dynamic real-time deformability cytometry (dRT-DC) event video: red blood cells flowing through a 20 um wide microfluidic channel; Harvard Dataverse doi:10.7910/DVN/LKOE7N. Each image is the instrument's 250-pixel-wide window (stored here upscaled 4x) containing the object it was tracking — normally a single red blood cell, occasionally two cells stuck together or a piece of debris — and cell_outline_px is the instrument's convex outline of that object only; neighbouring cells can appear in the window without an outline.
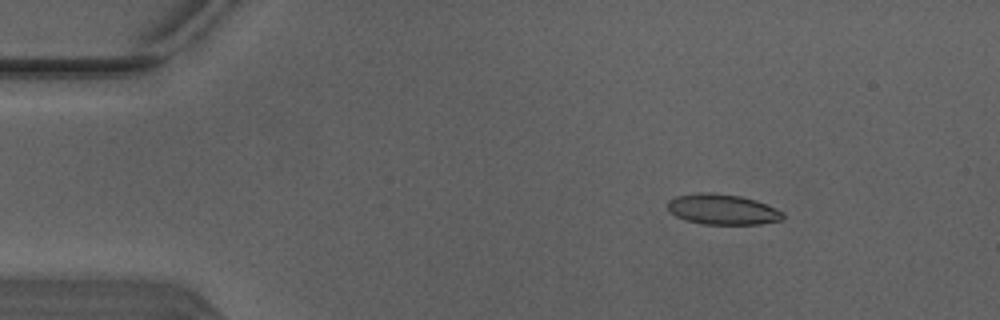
{"species": "Egyptian fruit bat (a non-hibernating species)", "species_latin": "Rousettus aegyptiacus", "temperature_condition": "warm", "stored_images_in_passage": 5, "camera_frame_rate_fps": 3000, "um_per_image_px": 0.085, "animal": {"sex": "male"}, "frame": {"image": 1, "passage_image": 3, "time_ms": 0.667, "image_size_px": [1000, 320], "cell_outline_px": [[784, 220], [760, 224], [704, 224], [688, 220], [676, 216], [668, 208], [668, 200], [676, 196], [700, 192], [740, 196], [756, 200], [784, 212]], "centroid_in_image_um": [61.45, 17.8], "position_along_channel_um": 23.6, "area_um2": 20.23}}